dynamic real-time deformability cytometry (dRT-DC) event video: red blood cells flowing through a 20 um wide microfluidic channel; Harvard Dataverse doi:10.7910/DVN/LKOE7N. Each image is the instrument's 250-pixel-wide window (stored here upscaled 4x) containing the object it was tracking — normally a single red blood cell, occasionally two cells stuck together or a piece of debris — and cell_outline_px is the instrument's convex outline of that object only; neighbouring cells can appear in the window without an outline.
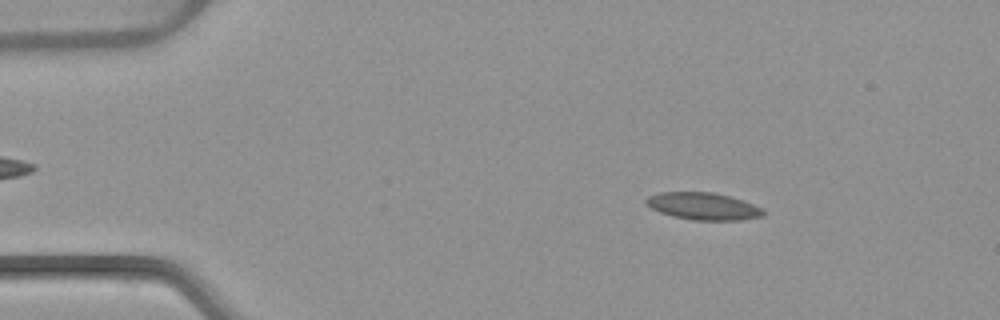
{"species": "common noctule bat (a hibernating species)", "species_latin": "Nyctalus noctula", "temperature_condition": "warm", "stored_images_in_passage": 51, "camera_frame_rate_fps": 3000, "um_per_image_px": 0.085, "animal": {"sex": "female", "body_mass_g": 22.7, "forearm_length_mm": 54.2}, "frame": {"image": 1, "passage_image": 8, "time_ms": 2.333, "image_size_px": [1000, 320], "cell_outline_px": [[764, 216], [740, 220], [692, 220], [672, 216], [660, 212], [652, 208], [644, 200], [648, 196], [660, 192], [712, 192], [728, 196], [764, 208]], "centroid_in_image_um": [59.77, 17.53], "position_along_channel_um": 25.2, "area_um2": 18.44}}
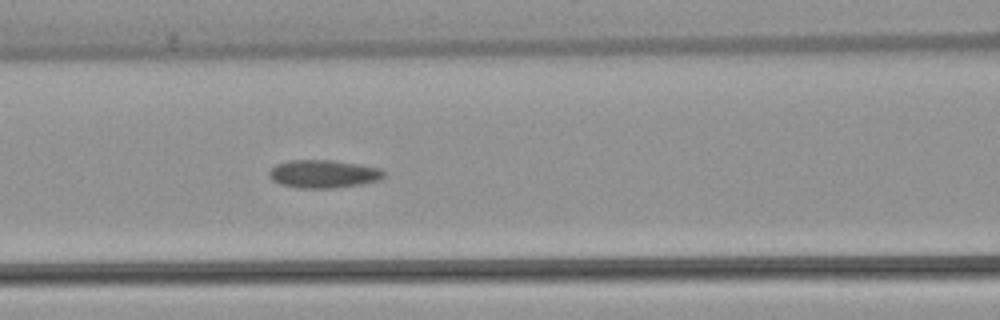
{"frame": {"image": 2, "passage_image": 23, "time_ms": 7.333, "image_size_px": [1000, 320], "cell_outline_px": [[384, 176], [380, 180], [364, 184], [336, 188], [296, 188], [280, 184], [272, 180], [268, 176], [268, 172], [276, 164], [288, 160], [336, 160], [380, 168], [384, 172]], "centroid_in_image_um": [27.49, 14.79], "position_along_channel_um": 139.1, "area_um2": 19.02}}
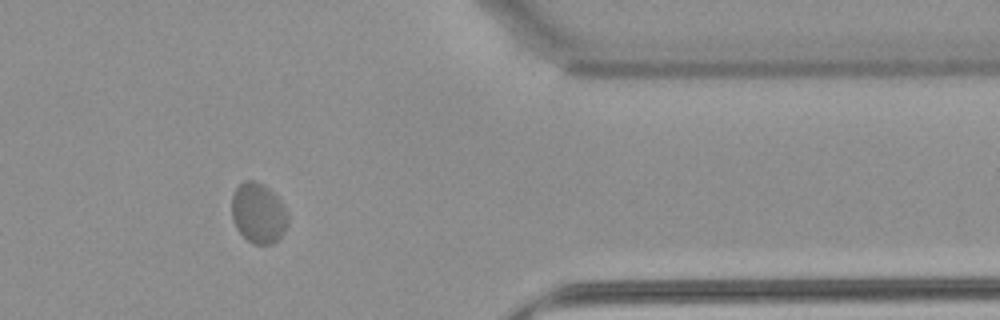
{"frame": {"image": 3, "passage_image": 45, "time_ms": 14.667, "image_size_px": [1000, 320], "cell_outline_px": [[288, 224], [284, 232], [272, 244], [252, 244], [236, 228], [232, 220], [232, 192], [236, 184], [244, 180], [256, 180], [264, 184], [280, 200], [288, 212]], "centroid_in_image_um": [21.94, 18.08], "position_along_channel_um": 389.5, "area_um2": 20.06}}